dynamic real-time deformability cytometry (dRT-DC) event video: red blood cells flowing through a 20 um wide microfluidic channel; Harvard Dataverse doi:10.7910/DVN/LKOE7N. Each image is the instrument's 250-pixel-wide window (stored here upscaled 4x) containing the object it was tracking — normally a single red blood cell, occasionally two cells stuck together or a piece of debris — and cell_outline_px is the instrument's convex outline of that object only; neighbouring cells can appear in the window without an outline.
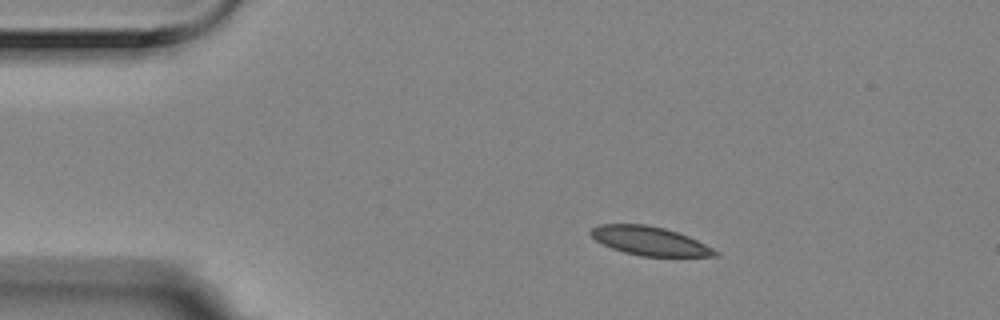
{"species": "Egyptian fruit bat (a non-hibernating species)", "species_latin": "Rousettus aegyptiacus", "temperature_condition": "room temperature", "stored_images_in_passage": 3, "camera_frame_rate_fps": 3000, "um_per_image_px": 0.085, "animal": {"sex": "female"}, "frame": {"image": 1, "passage_image": 2, "time_ms": 0.333, "image_size_px": [1000, 320], "cell_outline_px": [[720, 256], [640, 256], [624, 252], [612, 248], [596, 240], [588, 232], [592, 228], [600, 224], [644, 224], [664, 228], [688, 236], [720, 252]], "centroid_in_image_um": [55.22, 20.48], "position_along_channel_um": 29.8, "area_um2": 20.63}}